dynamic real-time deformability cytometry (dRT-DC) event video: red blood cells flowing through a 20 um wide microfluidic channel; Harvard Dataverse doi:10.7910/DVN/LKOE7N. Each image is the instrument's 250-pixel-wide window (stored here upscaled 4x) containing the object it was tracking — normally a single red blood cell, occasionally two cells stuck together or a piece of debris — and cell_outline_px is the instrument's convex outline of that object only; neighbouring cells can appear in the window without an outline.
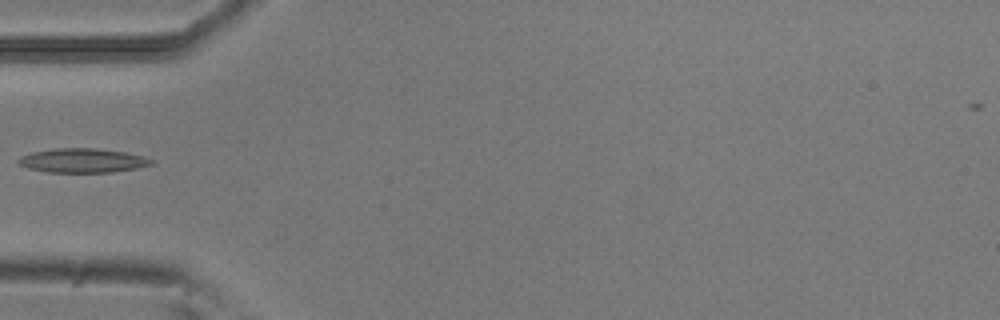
{"species": "common noctule bat (a hibernating species)", "species_latin": "Nyctalus noctula", "temperature_condition": "room temperature", "stored_images_in_passage": 35, "camera_frame_rate_fps": 3000, "um_per_image_px": 0.085, "animal": {"sex": "male", "body_mass_g": 20.5, "forearm_length_mm": 52.5}, "frame": {"image": 1, "passage_image": 1, "time_ms": 0.0, "image_size_px": [1000, 320], "cell_outline_px": [[156, 164], [136, 168], [112, 172], [48, 172], [28, 168], [20, 164], [16, 160], [20, 156], [32, 152], [56, 148], [96, 148], [124, 152], [144, 156], [156, 160]], "centroid_in_image_um": [7.07, 13.64], "position_along_channel_um": 77.9, "area_um2": 18.84}}
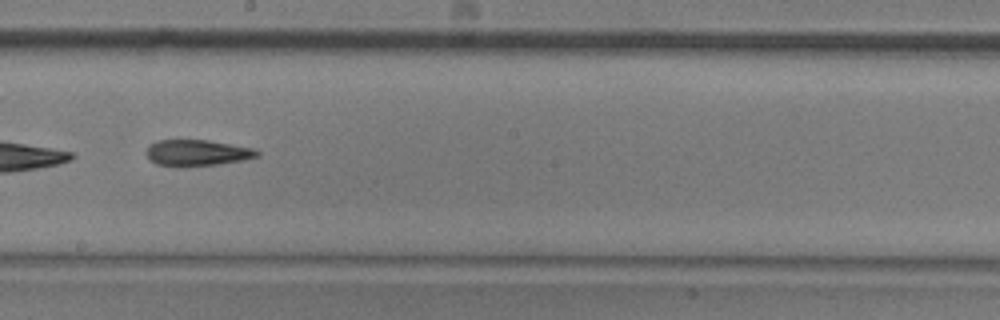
{"frame": {"image": 2, "passage_image": 13, "time_ms": 4.0, "image_size_px": [1000, 320], "cell_outline_px": [[260, 156], [244, 160], [216, 164], [184, 168], [176, 168], [156, 164], [148, 160], [144, 152], [156, 140], [208, 140], [256, 148], [260, 152]], "centroid_in_image_um": [16.74, 13.01], "position_along_channel_um": 231.5, "area_um2": 17.46}}
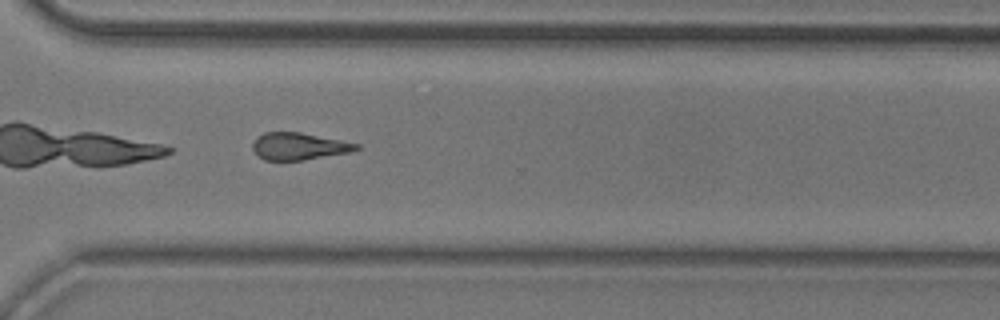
{"frame": {"image": 3, "passage_image": 22, "time_ms": 7.0, "image_size_px": [1000, 320], "cell_outline_px": [[360, 148], [348, 152], [304, 160], [264, 160], [252, 148], [252, 144], [256, 136], [264, 132], [300, 132], [360, 144]], "centroid_in_image_um": [25.37, 12.42], "position_along_channel_um": 345.2, "area_um2": 16.24}}